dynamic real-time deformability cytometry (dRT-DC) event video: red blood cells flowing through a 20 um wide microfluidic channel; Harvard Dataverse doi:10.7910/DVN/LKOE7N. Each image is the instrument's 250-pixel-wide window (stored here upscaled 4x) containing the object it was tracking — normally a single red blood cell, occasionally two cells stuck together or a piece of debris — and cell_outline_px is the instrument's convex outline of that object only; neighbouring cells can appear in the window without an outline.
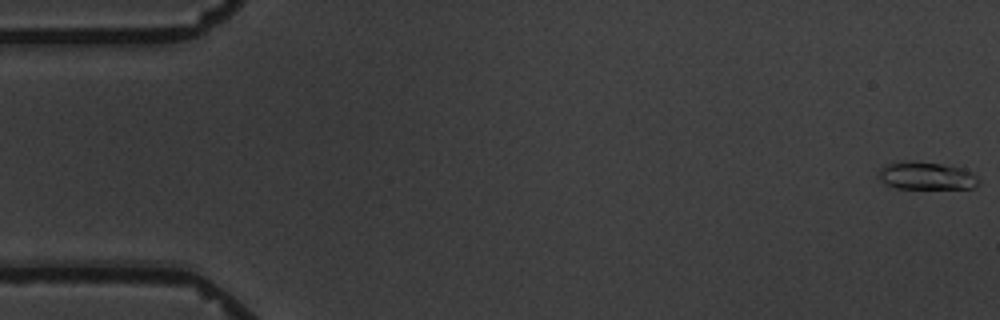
{"species": "common noctule bat (a hibernating species)", "species_latin": "Nyctalus noctula", "temperature_condition": "warm", "stored_images_in_passage": 7, "camera_frame_rate_fps": 3000, "um_per_image_px": 0.085, "animal": {"sex": "male", "body_mass_g": 19.5, "forearm_length_mm": 54.6}, "frame": {"image": 1, "passage_image": 1, "time_ms": 0.0, "image_size_px": [1000, 320], "cell_outline_px": [[980, 184], [972, 188], [896, 188], [884, 184], [880, 180], [880, 168], [888, 164], [912, 160], [916, 160], [964, 168], [972, 172], [980, 180]], "centroid_in_image_um": [78.78, 14.94], "position_along_channel_um": 6.2, "area_um2": 16.18}}
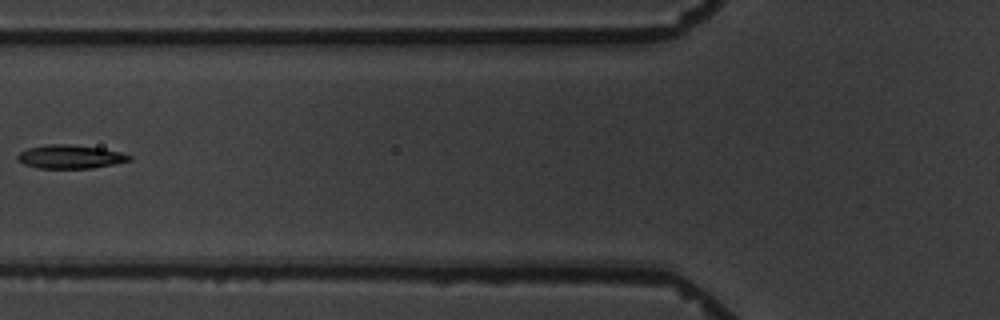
{"frame": {"image": 2, "passage_image": 7, "time_ms": 7.333, "image_size_px": [1000, 320], "cell_outline_px": [[132, 160], [92, 168], [36, 168], [24, 164], [16, 160], [16, 156], [20, 152], [28, 148], [48, 144], [68, 144], [100, 148], [120, 152], [132, 156]], "centroid_in_image_um": [5.93, 13.32], "position_along_channel_um": 119.9, "area_um2": 15.32}}